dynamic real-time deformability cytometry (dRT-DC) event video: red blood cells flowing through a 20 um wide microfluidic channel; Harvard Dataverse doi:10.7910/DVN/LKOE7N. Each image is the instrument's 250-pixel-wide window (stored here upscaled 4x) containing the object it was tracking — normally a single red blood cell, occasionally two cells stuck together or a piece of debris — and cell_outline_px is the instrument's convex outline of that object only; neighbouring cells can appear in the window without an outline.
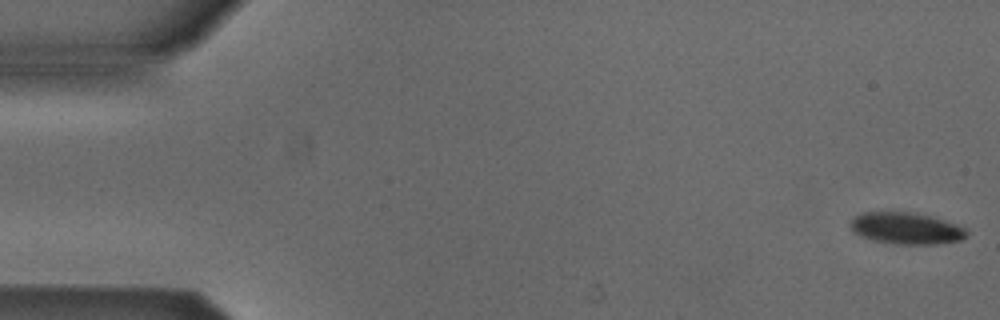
{"species": "Egyptian fruit bat (a non-hibernating species)", "species_latin": "Rousettus aegyptiacus", "temperature_condition": "cold", "stored_images_in_passage": 5, "camera_frame_rate_fps": 3000, "um_per_image_px": 0.085, "animal": {"sex": "male"}, "frame": {"image": 1, "passage_image": 1, "time_ms": 0.0, "image_size_px": [1000, 320], "cell_outline_px": [[968, 236], [960, 240], [936, 244], [896, 244], [872, 240], [856, 232], [848, 224], [856, 216], [864, 212], [908, 212], [928, 216], [944, 220], [956, 224], [964, 228], [968, 232]], "centroid_in_image_um": [77.05, 19.41], "position_along_channel_um": 8.0, "area_um2": 21.1}}